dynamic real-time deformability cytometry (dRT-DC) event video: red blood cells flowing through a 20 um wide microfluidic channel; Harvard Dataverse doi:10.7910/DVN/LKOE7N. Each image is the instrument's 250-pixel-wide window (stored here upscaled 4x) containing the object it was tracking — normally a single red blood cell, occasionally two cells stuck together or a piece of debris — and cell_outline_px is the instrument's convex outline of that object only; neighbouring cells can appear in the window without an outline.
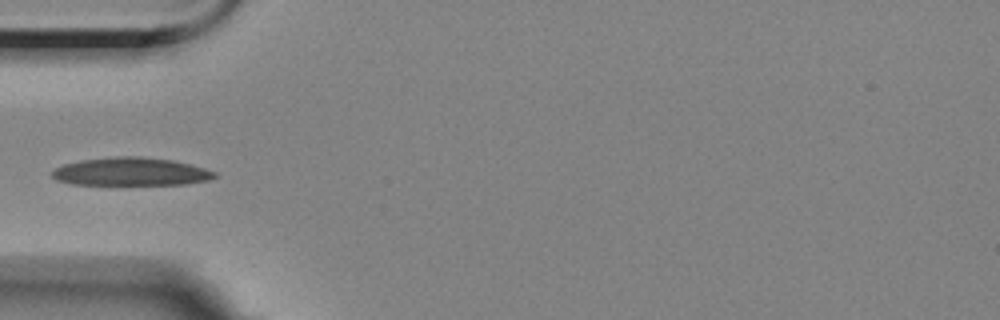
{"species": "Egyptian fruit bat (a non-hibernating species)", "species_latin": "Rousettus aegyptiacus", "temperature_condition": "room temperature", "stored_images_in_passage": 4, "camera_frame_rate_fps": 3000, "um_per_image_px": 0.085, "animal": {"sex": "female"}, "frame": {"image": 1, "passage_image": 4, "time_ms": 4.333, "image_size_px": [1000, 320], "cell_outline_px": [[216, 176], [208, 180], [184, 184], [72, 184], [56, 180], [52, 176], [52, 172], [56, 168], [64, 164], [80, 160], [112, 156], [140, 156], [172, 160], [204, 168], [216, 172]], "centroid_in_image_um": [11.1, 14.58], "position_along_channel_um": 73.9, "area_um2": 26.41}}